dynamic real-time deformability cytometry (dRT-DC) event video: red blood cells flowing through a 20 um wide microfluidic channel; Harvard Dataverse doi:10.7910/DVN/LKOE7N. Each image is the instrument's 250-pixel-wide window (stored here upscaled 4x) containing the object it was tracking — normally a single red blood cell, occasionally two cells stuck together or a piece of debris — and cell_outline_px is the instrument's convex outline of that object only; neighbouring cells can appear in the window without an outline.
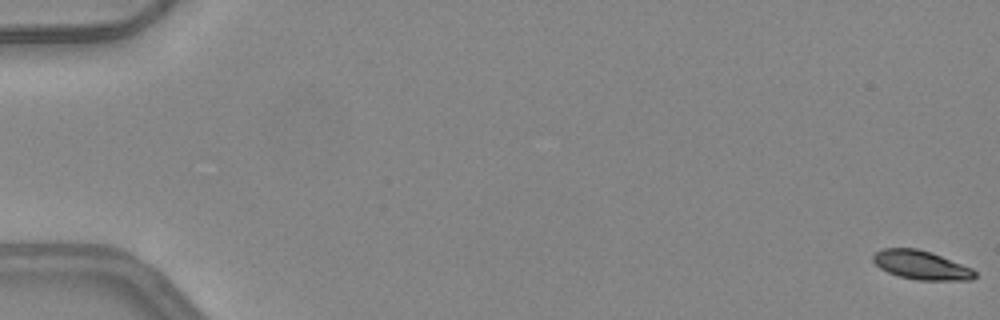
{"species": "common noctule bat (a hibernating species)", "species_latin": "Nyctalus noctula", "temperature_condition": "warm", "stored_images_in_passage": 13, "camera_frame_rate_fps": 3000, "um_per_image_px": 0.085, "animal": {"sex": "female", "body_mass_g": 24.6, "forearm_length_mm": 56.2}, "frame": {"image": 1, "passage_image": 1, "time_ms": 0.0, "image_size_px": [1000, 320], "cell_outline_px": [[976, 276], [972, 280], [916, 280], [900, 276], [888, 272], [880, 268], [872, 260], [872, 256], [880, 248], [916, 248], [932, 252], [972, 268], [976, 272]], "centroid_in_image_um": [78.3, 22.52], "position_along_channel_um": 6.7, "area_um2": 17.17}}